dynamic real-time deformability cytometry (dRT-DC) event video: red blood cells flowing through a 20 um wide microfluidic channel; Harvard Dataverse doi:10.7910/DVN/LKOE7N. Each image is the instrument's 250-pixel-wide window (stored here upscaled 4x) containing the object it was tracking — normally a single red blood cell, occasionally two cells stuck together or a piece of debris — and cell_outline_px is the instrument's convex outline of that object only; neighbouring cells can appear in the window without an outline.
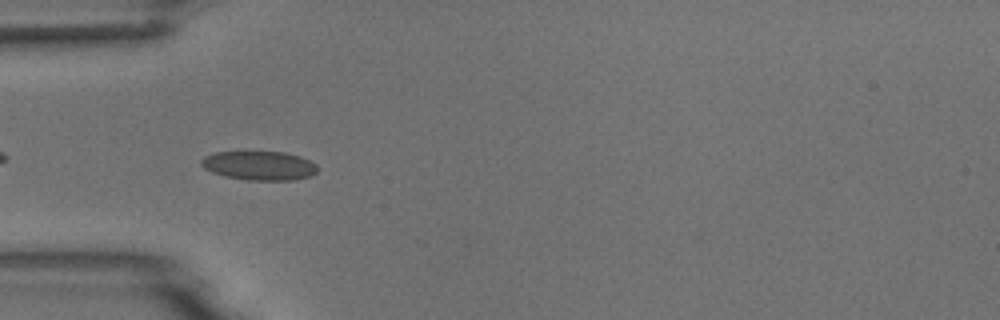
{"species": "common noctule bat (a hibernating species)", "species_latin": "Nyctalus noctula", "temperature_condition": "room temperature", "stored_images_in_passage": 19, "camera_frame_rate_fps": 3000, "um_per_image_px": 0.085, "animal": {"sex": "male", "body_mass_g": 18.8}, "frame": {"image": 1, "passage_image": 3, "time_ms": 0.667, "image_size_px": [1000, 320], "cell_outline_px": [[316, 172], [312, 176], [292, 180], [248, 180], [224, 176], [212, 172], [204, 168], [200, 164], [200, 160], [204, 156], [216, 152], [284, 152], [300, 156], [316, 164]], "centroid_in_image_um": [22.02, 14.08], "position_along_channel_um": 63.0, "area_um2": 19.65}}